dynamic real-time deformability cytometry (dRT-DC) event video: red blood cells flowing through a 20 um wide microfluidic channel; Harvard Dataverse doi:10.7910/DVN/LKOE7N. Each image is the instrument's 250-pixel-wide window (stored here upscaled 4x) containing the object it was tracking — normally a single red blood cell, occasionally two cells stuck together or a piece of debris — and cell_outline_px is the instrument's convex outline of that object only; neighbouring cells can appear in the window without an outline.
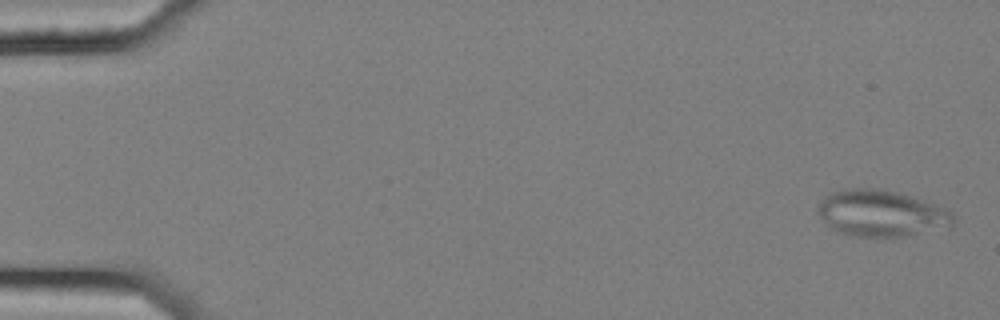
{"species": "common noctule bat (a hibernating species)", "species_latin": "Nyctalus noctula", "temperature_condition": "cold", "stored_images_in_passage": 5, "camera_frame_rate_fps": 3000, "um_per_image_px": 0.085, "animal": {"sex": "female", "body_mass_g": 25.1}, "frame": {"image": 1, "passage_image": 1, "time_ms": 0.0, "image_size_px": [1000, 320], "cell_outline_px": [[956, 220], [952, 224], [904, 236], [852, 236], [836, 232], [816, 212], [816, 204], [824, 196], [832, 192], [844, 188], [876, 188], [908, 196], [944, 208], [952, 212], [956, 216]], "centroid_in_image_um": [74.8, 18.12], "position_along_channel_um": 10.2, "area_um2": 36.01}}
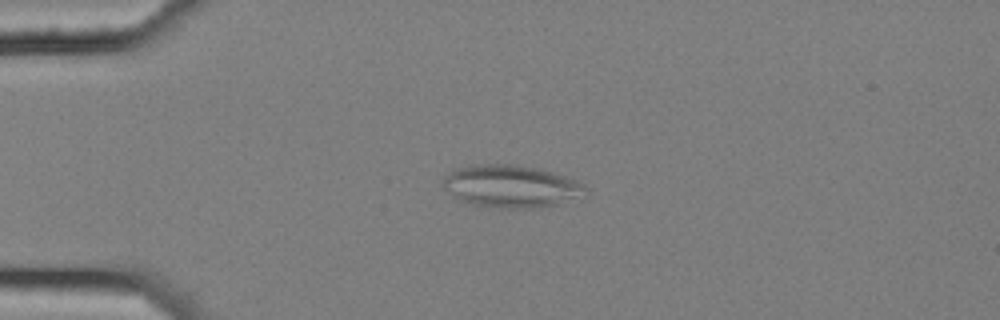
{"frame": {"image": 2, "passage_image": 3, "time_ms": 0.667, "image_size_px": [1000, 320], "cell_outline_px": [[588, 196], [540, 208], [504, 208], [472, 204], [460, 200], [452, 196], [444, 188], [444, 176], [452, 168], [468, 164], [508, 164], [536, 168], [552, 172], [576, 180], [584, 184], [588, 188]], "centroid_in_image_um": [43.46, 15.83], "position_along_channel_um": 41.5, "area_um2": 35.66}}